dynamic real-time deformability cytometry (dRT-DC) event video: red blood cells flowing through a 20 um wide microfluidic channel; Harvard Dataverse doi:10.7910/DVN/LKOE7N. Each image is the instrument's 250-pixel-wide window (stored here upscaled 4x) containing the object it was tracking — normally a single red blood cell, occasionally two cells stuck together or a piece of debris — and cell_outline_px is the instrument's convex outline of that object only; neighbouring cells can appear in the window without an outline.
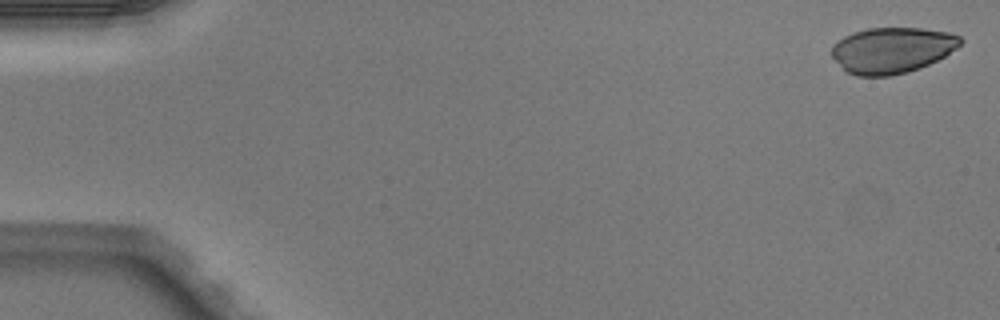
{"species": "Egyptian fruit bat (a non-hibernating species)", "species_latin": "Rousettus aegyptiacus", "temperature_condition": "warm", "stored_images_in_passage": 5, "camera_frame_rate_fps": 3000, "um_per_image_px": 0.085, "animal": {"sex": "male"}, "frame": {"image": 1, "passage_image": 1, "time_ms": 0.0, "image_size_px": [1000, 320], "cell_outline_px": [[964, 40], [956, 48], [944, 56], [920, 68], [908, 72], [888, 76], [856, 76], [848, 72], [832, 56], [832, 48], [844, 36], [852, 32], [868, 28], [924, 28], [948, 32], [960, 36]], "centroid_in_image_um": [75.85, 4.25], "position_along_channel_um": 9.2, "area_um2": 34.16}}